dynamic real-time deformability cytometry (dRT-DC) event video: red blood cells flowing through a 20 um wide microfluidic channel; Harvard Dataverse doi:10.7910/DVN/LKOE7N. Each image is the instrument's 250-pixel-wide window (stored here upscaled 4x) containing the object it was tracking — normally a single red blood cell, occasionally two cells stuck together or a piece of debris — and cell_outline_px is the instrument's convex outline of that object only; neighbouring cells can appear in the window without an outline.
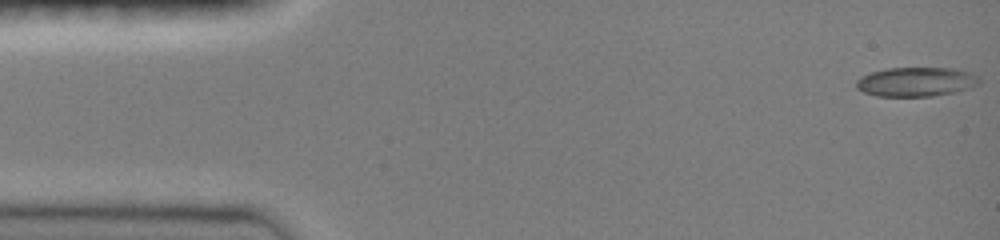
{"species": "common noctule bat (a hibernating species)", "species_latin": "Nyctalus noctula", "temperature_condition": "room temperature", "stored_images_in_passage": 47, "camera_frame_rate_fps": 3000, "um_per_image_px": 0.085, "animal": {"sex": "female", "body_mass_g": 19.0, "forearm_length_mm": 51.5}, "frame": {"image": 1, "passage_image": 1, "time_ms": 0.0, "image_size_px": [1000, 240], "cell_outline_px": [[980, 84], [956, 92], [932, 96], [876, 96], [864, 92], [856, 88], [856, 80], [860, 76], [872, 72], [888, 68], [956, 68], [972, 72], [980, 76]], "centroid_in_image_um": [77.91, 6.95], "position_along_channel_um": 7.1, "area_um2": 21.21}}
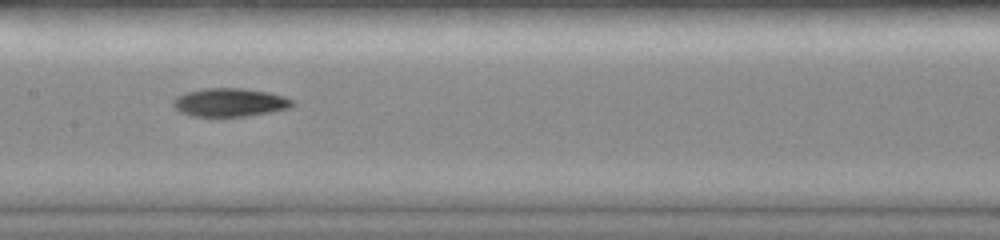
{"frame": {"image": 2, "passage_image": 23, "time_ms": 7.333, "image_size_px": [1000, 240], "cell_outline_px": [[296, 104], [288, 108], [248, 116], [192, 116], [180, 112], [172, 104], [172, 100], [176, 96], [184, 92], [204, 88], [240, 88], [268, 92], [284, 96], [296, 100]], "centroid_in_image_um": [19.53, 8.69], "position_along_channel_um": 187.9, "area_um2": 19.83}}
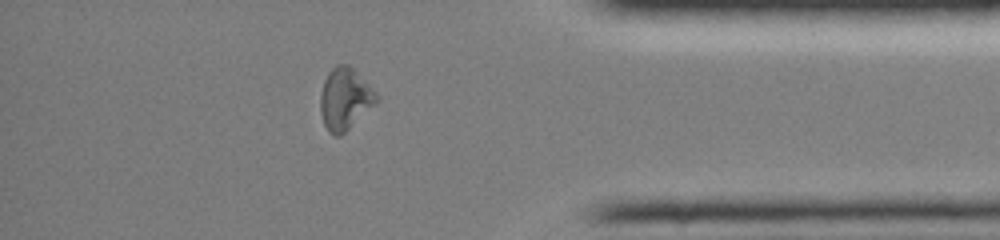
{"frame": {"image": 3, "passage_image": 40, "time_ms": 13.0, "image_size_px": [1000, 240], "cell_outline_px": [[380, 100], [340, 136], [336, 136], [328, 132], [324, 124], [320, 112], [320, 96], [324, 80], [328, 72], [336, 64], [348, 64], [380, 96]], "centroid_in_image_um": [29.32, 8.41], "position_along_channel_um": 405.9, "area_um2": 20.17}, "authors_computed_cell_mechanics": {"area_um2": 19.9988, "velocity_mm_per_s": 4.088, "shape_relaxation_time_tau1_ms": 9.7172, "shape_relaxation_time_tau2_ms": null, "deformation_change_tau1": 0.2414, "deformation_change_tau2": null}}